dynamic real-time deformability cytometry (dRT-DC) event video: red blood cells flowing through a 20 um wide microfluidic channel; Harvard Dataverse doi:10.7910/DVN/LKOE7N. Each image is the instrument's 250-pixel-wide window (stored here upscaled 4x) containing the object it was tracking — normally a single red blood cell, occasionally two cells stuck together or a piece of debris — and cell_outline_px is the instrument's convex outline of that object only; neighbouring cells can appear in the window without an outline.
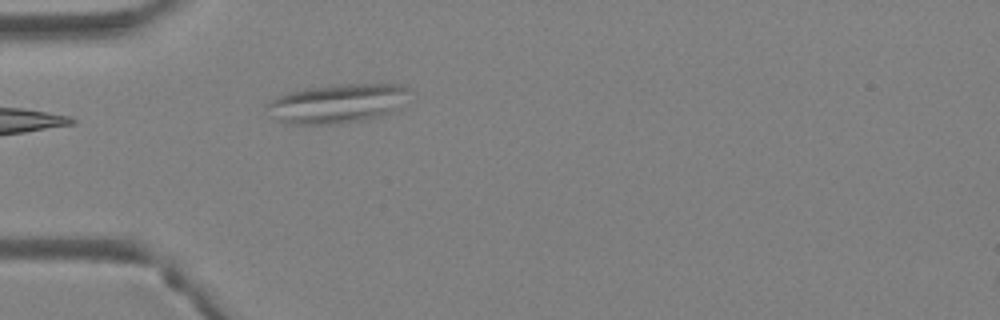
{"species": "Egyptian fruit bat (a non-hibernating species)", "species_latin": "Rousettus aegyptiacus", "temperature_condition": "warm", "stored_images_in_passage": 4, "segment_of_instrument_passage": [1, 2], "camera_frame_rate_fps": 3000, "um_per_image_px": 0.085, "animal": {"sex": "female"}, "frame": {"image": 1, "passage_image": 3, "time_ms": 0.667, "image_size_px": [1000, 320], "cell_outline_px": [[408, 92], [392, 112], [364, 120], [340, 124], [284, 124], [268, 116], [268, 100], [276, 96], [288, 92], [308, 88], [340, 84], [400, 84], [408, 88]], "centroid_in_image_um": [28.56, 8.81], "position_along_channel_um": 56.4, "area_um2": 32.37}}